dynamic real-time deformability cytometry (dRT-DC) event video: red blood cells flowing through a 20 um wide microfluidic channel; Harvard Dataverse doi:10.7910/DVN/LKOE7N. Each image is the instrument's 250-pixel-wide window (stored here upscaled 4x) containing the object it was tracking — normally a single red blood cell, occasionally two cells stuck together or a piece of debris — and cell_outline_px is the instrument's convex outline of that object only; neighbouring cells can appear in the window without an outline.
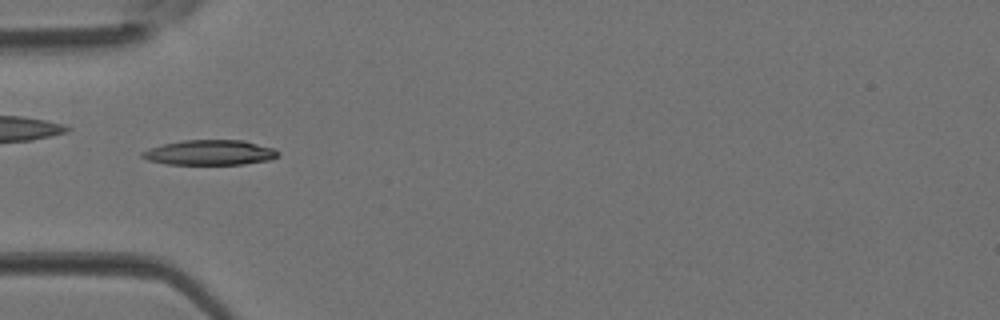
{"species": "Egyptian fruit bat (a non-hibernating species)", "species_latin": "Rousettus aegyptiacus", "temperature_condition": "room temperature", "stored_images_in_passage": 5, "camera_frame_rate_fps": 3000, "um_per_image_px": 0.085, "animal": {"sex": "female"}, "frame": {"image": 1, "passage_image": 4, "time_ms": 1.0, "image_size_px": [1000, 320], "cell_outline_px": [[280, 156], [268, 160], [244, 164], [168, 164], [148, 160], [140, 156], [140, 152], [148, 148], [164, 144], [184, 140], [244, 140], [272, 148], [280, 152]], "centroid_in_image_um": [17.83, 12.96], "position_along_channel_um": 67.2, "area_um2": 19.83}}
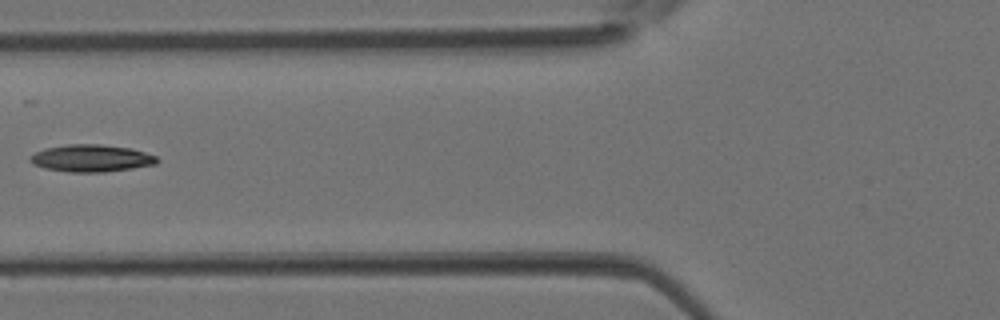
{"frame": {"image": 2, "passage_image": 5, "time_ms": 1.333, "image_size_px": [1000, 320], "cell_outline_px": [[160, 160], [156, 164], [132, 168], [104, 172], [68, 172], [44, 168], [32, 164], [28, 160], [28, 156], [44, 148], [68, 144], [100, 144], [128, 148], [144, 152], [156, 156]], "centroid_in_image_um": [7.71, 13.45], "position_along_channel_um": 118.1, "area_um2": 20.17}}